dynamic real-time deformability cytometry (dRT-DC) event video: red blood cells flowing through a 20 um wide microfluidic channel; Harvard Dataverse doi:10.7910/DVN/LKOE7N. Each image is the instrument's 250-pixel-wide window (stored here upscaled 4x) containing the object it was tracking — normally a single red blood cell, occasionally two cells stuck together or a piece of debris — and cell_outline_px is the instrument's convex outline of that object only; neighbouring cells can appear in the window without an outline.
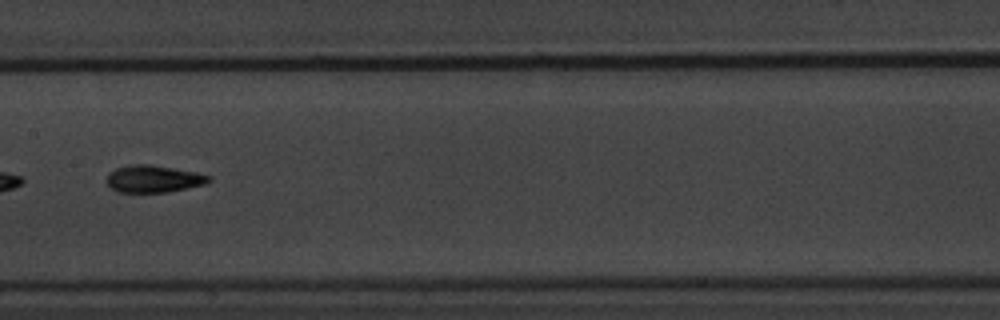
{"species": "common noctule bat (a hibernating species)", "species_latin": "Nyctalus noctula", "temperature_condition": "warm", "stored_images_in_passage": 8, "segment_of_instrument_passage": [2, 2], "camera_frame_rate_fps": 3000, "um_per_image_px": 0.085, "animal": {"sex": "male", "body_mass_g": 20.1, "forearm_length_mm": 53.5}, "frame": {"image": 1, "passage_image": 8, "time_ms": 8.333, "image_size_px": [1000, 320], "cell_outline_px": [[212, 180], [204, 184], [168, 192], [116, 192], [108, 184], [108, 176], [116, 168], [132, 164], [152, 164], [196, 172], [212, 176]], "centroid_in_image_um": [13.09, 15.2], "position_along_channel_um": 194.3, "area_um2": 16.07}}